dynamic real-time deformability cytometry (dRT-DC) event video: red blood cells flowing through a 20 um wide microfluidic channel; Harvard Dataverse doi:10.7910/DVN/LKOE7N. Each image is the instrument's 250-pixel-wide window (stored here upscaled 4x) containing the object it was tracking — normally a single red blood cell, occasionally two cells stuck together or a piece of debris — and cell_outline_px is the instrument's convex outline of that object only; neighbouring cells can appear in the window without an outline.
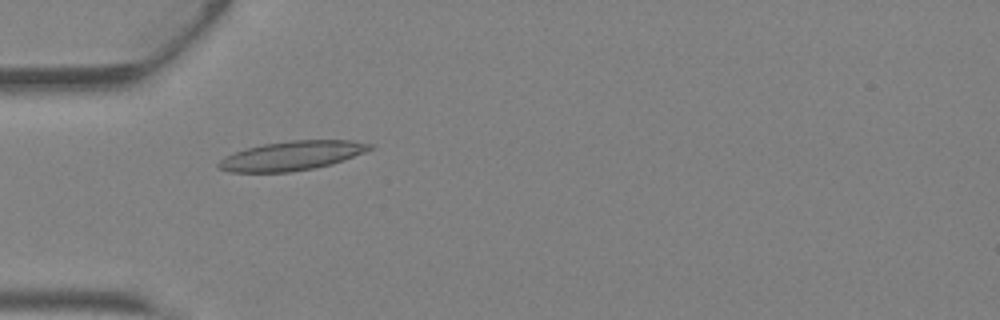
{"species": "Egyptian fruit bat (a non-hibernating species)", "species_latin": "Rousettus aegyptiacus", "temperature_condition": "warm", "stored_images_in_passage": 43, "camera_frame_rate_fps": 3000, "um_per_image_px": 0.085, "animal": {"sex": "female"}, "frame": {"image": 1, "passage_image": 14, "time_ms": 4.333, "image_size_px": [1000, 320], "cell_outline_px": [[372, 148], [364, 152], [344, 160], [332, 164], [312, 168], [288, 172], [232, 172], [220, 168], [216, 164], [224, 156], [248, 148], [264, 144], [292, 140], [352, 140], [372, 144]], "centroid_in_image_um": [24.81, 13.23], "position_along_channel_um": 60.2, "area_um2": 25.43}}
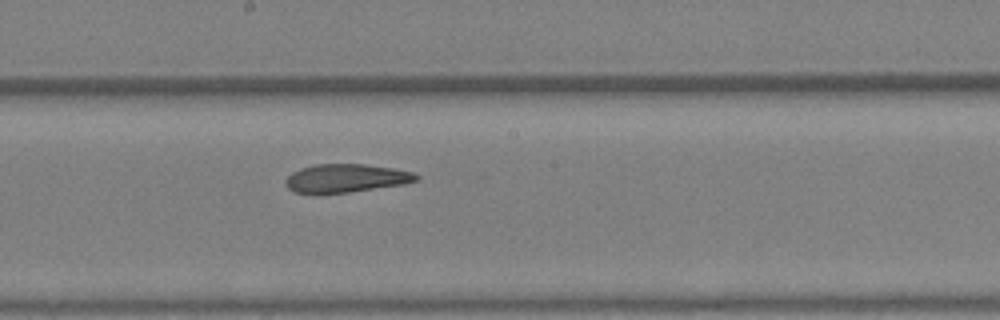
{"frame": {"image": 2, "passage_image": 24, "time_ms": 7.667, "image_size_px": [1000, 320], "cell_outline_px": [[420, 180], [404, 184], [348, 192], [316, 196], [312, 196], [292, 192], [284, 184], [284, 180], [292, 172], [300, 168], [316, 164], [364, 164], [396, 168], [412, 172], [420, 176]], "centroid_in_image_um": [29.34, 15.18], "position_along_channel_um": 218.9, "area_um2": 22.37}}
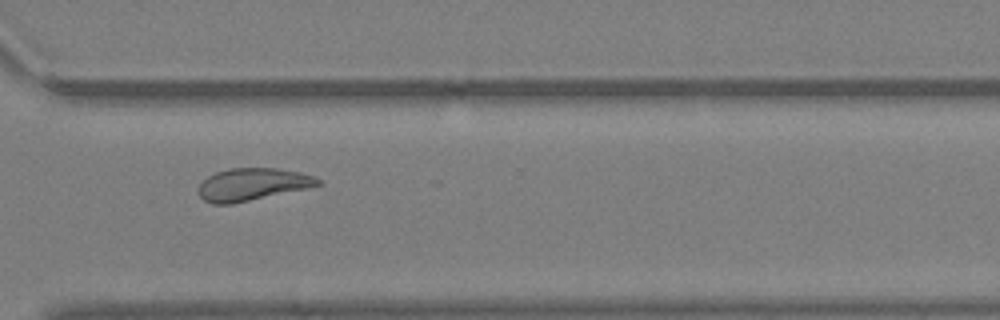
{"frame": {"image": 3, "passage_image": 32, "time_ms": 10.333, "image_size_px": [1000, 320], "cell_outline_px": [[324, 180], [320, 184], [308, 188], [232, 204], [212, 204], [204, 200], [200, 196], [200, 184], [208, 176], [216, 172], [228, 168], [276, 168], [300, 172], [316, 176]], "centroid_in_image_um": [21.5, 15.66], "position_along_channel_um": 349.1, "area_um2": 22.54}, "authors_computed_cell_mechanics": {"area_um2": 24.2182, "velocity_mm_per_s": 4.8839, "shape_relaxation_time_tau1_ms": 3.3821, "shape_relaxation_time_tau2_ms": 1.5954, "deformation_change_tau1": 0.157, "deformation_change_tau2": 0.0999}}